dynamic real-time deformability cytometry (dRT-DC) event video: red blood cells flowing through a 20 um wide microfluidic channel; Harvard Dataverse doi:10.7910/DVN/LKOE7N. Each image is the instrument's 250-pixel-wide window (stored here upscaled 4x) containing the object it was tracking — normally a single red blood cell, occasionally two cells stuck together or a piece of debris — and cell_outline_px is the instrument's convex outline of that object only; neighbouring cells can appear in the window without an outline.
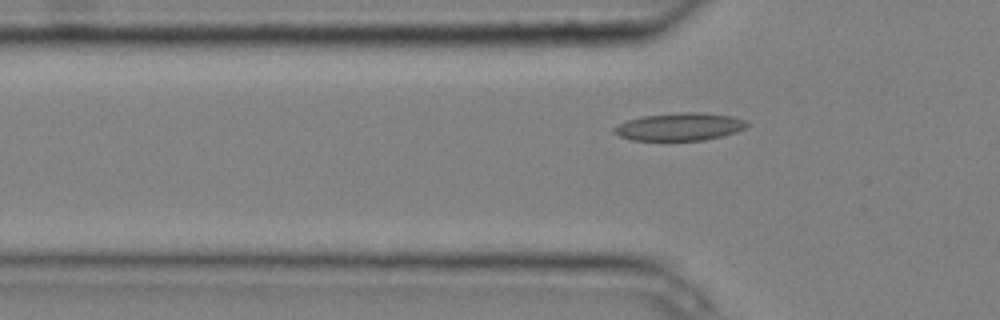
{"species": "common noctule bat (a hibernating species)", "species_latin": "Nyctalus noctula", "temperature_condition": "cold", "stored_images_in_passage": 6, "camera_frame_rate_fps": 3000, "um_per_image_px": 0.085, "animal": {"sex": "male", "body_mass_g": 20.4}, "frame": {"image": 1, "passage_image": 6, "time_ms": 1.667, "image_size_px": [1000, 320], "cell_outline_px": [[748, 124], [744, 128], [736, 132], [704, 140], [632, 140], [620, 136], [612, 132], [612, 128], [628, 120], [644, 116], [676, 112], [704, 112], [732, 116], [748, 120]], "centroid_in_image_um": [57.79, 10.76], "position_along_channel_um": 68.0, "area_um2": 21.44}}